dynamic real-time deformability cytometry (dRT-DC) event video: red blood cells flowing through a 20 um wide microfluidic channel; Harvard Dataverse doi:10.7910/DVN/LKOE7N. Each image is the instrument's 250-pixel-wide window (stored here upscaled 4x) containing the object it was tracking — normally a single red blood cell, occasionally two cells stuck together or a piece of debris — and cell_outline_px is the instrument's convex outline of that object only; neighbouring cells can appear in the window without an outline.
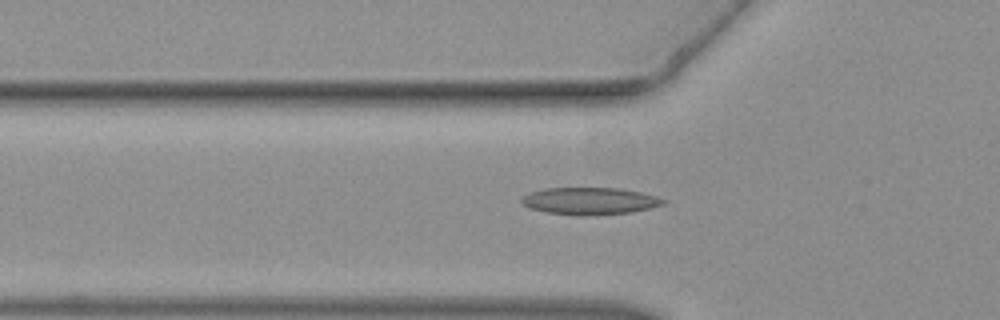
{"species": "common noctule bat (a hibernating species)", "species_latin": "Nyctalus noctula", "temperature_condition": "warm", "stored_images_in_passage": 42, "camera_frame_rate_fps": 3000, "um_per_image_px": 0.085, "animal": {"sex": "female", "body_mass_g": 19.3, "forearm_length_mm": 54.1}, "frame": {"image": 1, "passage_image": 16, "time_ms": 5.0, "image_size_px": [1000, 320], "cell_outline_px": [[668, 200], [664, 204], [632, 212], [544, 212], [532, 208], [524, 204], [520, 200], [520, 196], [528, 192], [544, 188], [620, 188], [640, 192], [656, 196]], "centroid_in_image_um": [50.12, 17.01], "position_along_channel_um": 75.7, "area_um2": 21.21}}
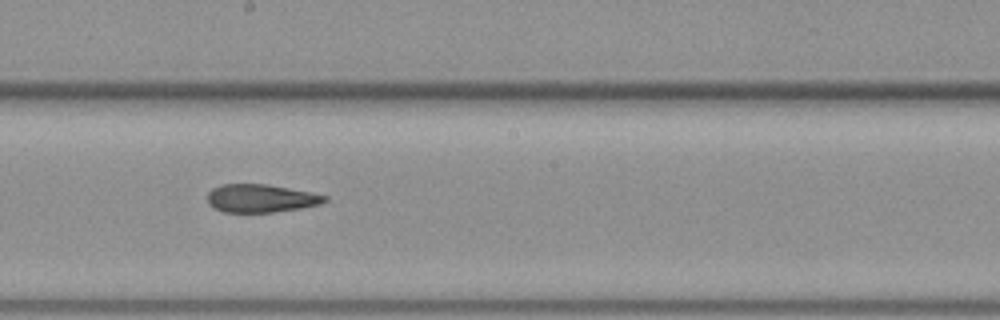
{"frame": {"image": 2, "passage_image": 26, "time_ms": 8.333, "image_size_px": [1000, 320], "cell_outline_px": [[328, 200], [320, 204], [300, 208], [272, 212], [224, 212], [212, 208], [208, 204], [208, 192], [212, 188], [220, 184], [268, 184], [312, 192], [328, 196]], "centroid_in_image_um": [22.16, 16.85], "position_along_channel_um": 226.0, "area_um2": 19.36}}
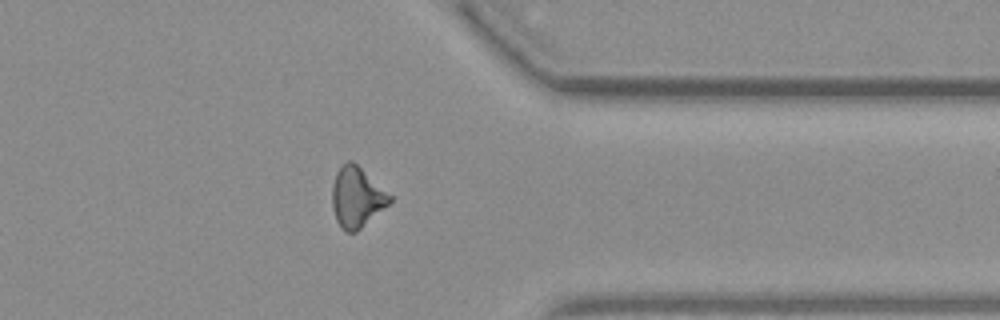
{"frame": {"image": 3, "passage_image": 37, "time_ms": 12.0, "image_size_px": [1000, 320], "cell_outline_px": [[392, 200], [388, 204], [356, 232], [344, 232], [336, 220], [332, 208], [332, 184], [336, 172], [348, 160], [352, 160], [392, 196]], "centroid_in_image_um": [30.3, 16.77], "position_along_channel_um": 381.1, "area_um2": 20.0}}